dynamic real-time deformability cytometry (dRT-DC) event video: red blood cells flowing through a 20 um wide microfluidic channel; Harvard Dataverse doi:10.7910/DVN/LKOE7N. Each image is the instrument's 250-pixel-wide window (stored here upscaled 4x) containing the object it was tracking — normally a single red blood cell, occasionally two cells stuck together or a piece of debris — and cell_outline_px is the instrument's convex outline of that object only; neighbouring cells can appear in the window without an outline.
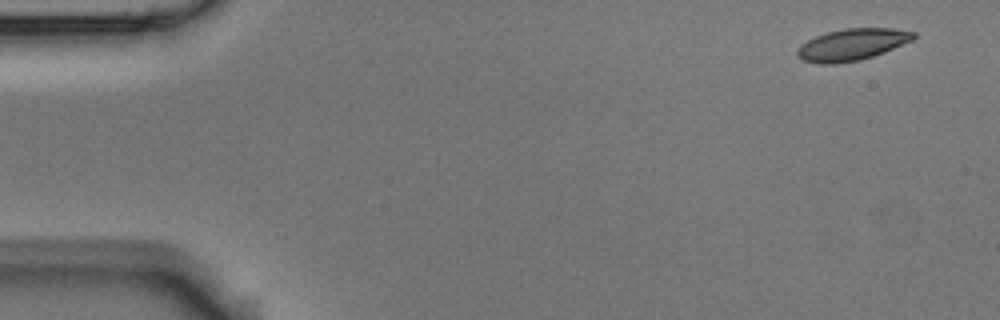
{"species": "Egyptian fruit bat (a non-hibernating species)", "species_latin": "Rousettus aegyptiacus", "temperature_condition": "room temperature", "stored_images_in_passage": 5, "camera_frame_rate_fps": 3000, "um_per_image_px": 0.085, "animal": {"sex": "male"}, "frame": {"image": 1, "passage_image": 1, "time_ms": 0.0, "image_size_px": [1000, 320], "cell_outline_px": [[916, 36], [912, 40], [884, 52], [860, 60], [832, 64], [820, 64], [804, 60], [796, 56], [796, 52], [800, 44], [816, 36], [828, 32], [844, 28], [892, 28], [916, 32]], "centroid_in_image_um": [72.41, 3.78], "position_along_channel_um": 12.6, "area_um2": 21.39}}
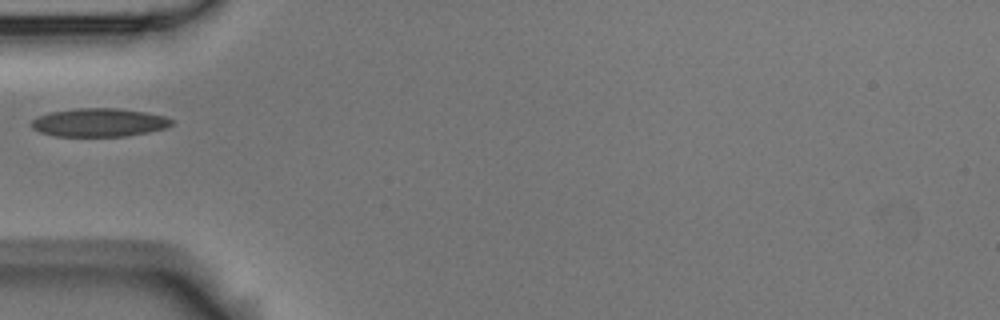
{"frame": {"image": 2, "passage_image": 4, "time_ms": 1.0, "image_size_px": [1000, 320], "cell_outline_px": [[172, 124], [168, 128], [128, 136], [56, 136], [40, 132], [32, 128], [28, 124], [32, 120], [48, 112], [76, 108], [120, 108], [144, 112], [164, 116], [172, 120]], "centroid_in_image_um": [8.41, 10.41], "position_along_channel_um": 76.6, "area_um2": 23.29}}
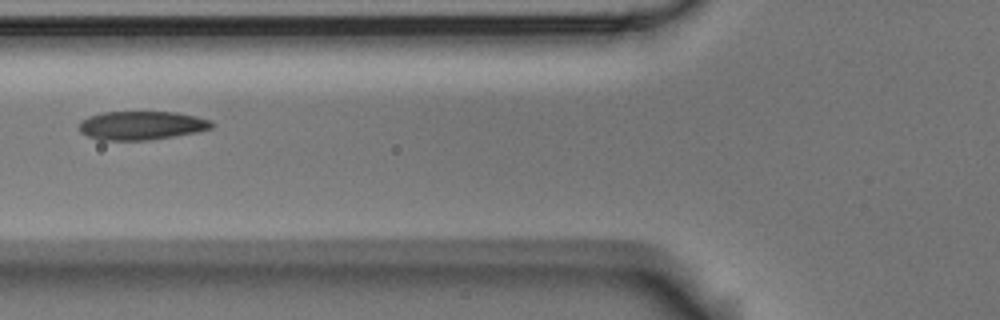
{"frame": {"image": 3, "passage_image": 5, "time_ms": 1.333, "image_size_px": [1000, 320], "cell_outline_px": [[216, 124], [212, 128], [196, 132], [148, 140], [100, 140], [88, 136], [80, 132], [80, 120], [88, 116], [104, 112], [176, 112], [196, 116], [212, 120]], "centroid_in_image_um": [12.04, 10.66], "position_along_channel_um": 113.8, "area_um2": 22.2}}